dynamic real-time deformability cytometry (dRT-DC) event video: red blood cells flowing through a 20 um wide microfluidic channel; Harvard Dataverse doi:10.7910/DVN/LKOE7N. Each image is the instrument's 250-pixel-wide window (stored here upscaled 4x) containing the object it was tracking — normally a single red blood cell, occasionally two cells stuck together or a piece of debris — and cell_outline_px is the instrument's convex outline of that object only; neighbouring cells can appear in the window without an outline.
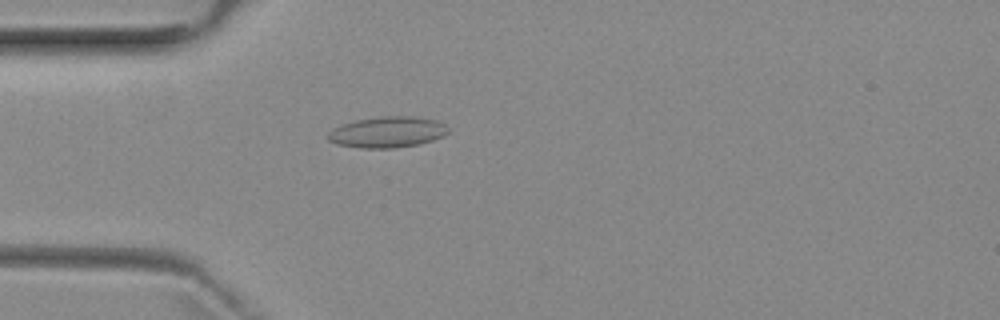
{"species": "common noctule bat (a hibernating species)", "species_latin": "Nyctalus noctula", "temperature_condition": "room temperature", "stored_images_in_passage": 5, "camera_frame_rate_fps": 3000, "um_per_image_px": 0.085, "animal": {"sex": "female", "body_mass_g": 29.2, "forearm_length_mm": 56.3}, "frame": {"image": 1, "passage_image": 5, "time_ms": 4.667, "image_size_px": [1000, 320], "cell_outline_px": [[448, 132], [444, 136], [420, 144], [396, 148], [360, 148], [336, 144], [328, 140], [328, 132], [332, 128], [356, 120], [380, 116], [412, 116], [436, 120], [444, 124], [448, 128]], "centroid_in_image_um": [32.93, 11.23], "position_along_channel_um": 52.1, "area_um2": 21.79}}